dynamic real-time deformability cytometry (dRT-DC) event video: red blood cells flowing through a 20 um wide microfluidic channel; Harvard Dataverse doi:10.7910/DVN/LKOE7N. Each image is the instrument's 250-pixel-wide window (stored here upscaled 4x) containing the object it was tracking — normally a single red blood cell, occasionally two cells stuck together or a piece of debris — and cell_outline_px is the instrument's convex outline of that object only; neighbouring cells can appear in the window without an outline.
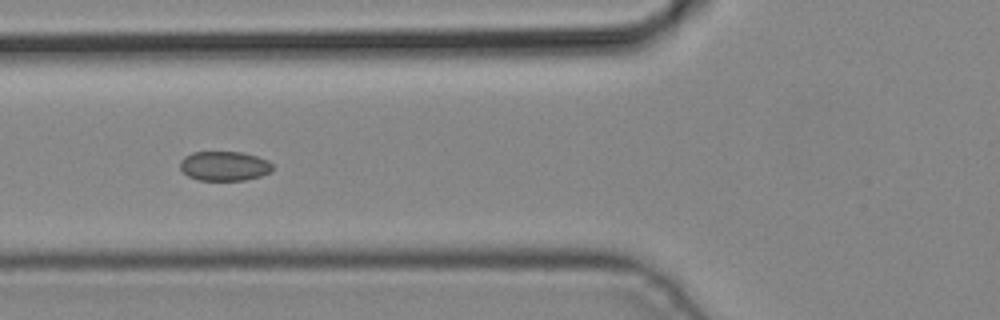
{"species": "common noctule bat (a hibernating species)", "species_latin": "Nyctalus noctula", "temperature_condition": "cold", "stored_images_in_passage": 3, "camera_frame_rate_fps": 3000, "um_per_image_px": 0.085, "animal": {"sex": "male", "body_mass_g": 19.2, "forearm_length_mm": 51.8}, "frame": {"image": 1, "passage_image": 2, "time_ms": 0.333, "image_size_px": [1000, 320], "cell_outline_px": [[272, 172], [260, 176], [244, 180], [200, 180], [188, 176], [180, 168], [180, 160], [184, 156], [192, 152], [244, 152], [268, 160], [272, 164]], "centroid_in_image_um": [19.07, 14.1], "position_along_channel_um": 106.7, "area_um2": 15.95}}
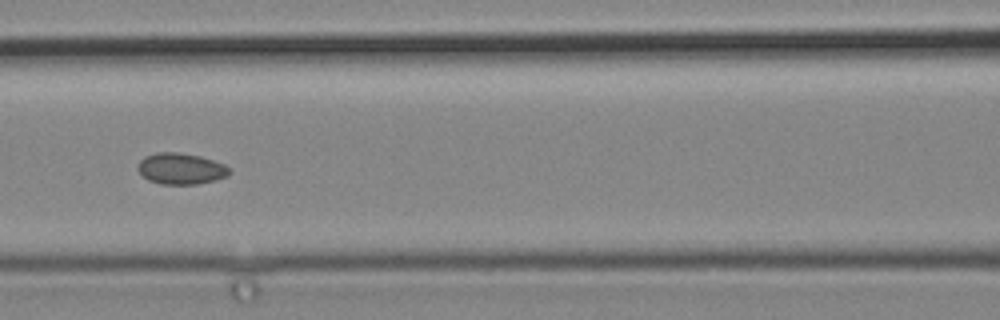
{"frame": {"image": 2, "passage_image": 3, "time_ms": 0.667, "image_size_px": [1000, 320], "cell_outline_px": [[232, 172], [228, 176], [216, 180], [196, 184], [160, 184], [148, 180], [136, 168], [140, 160], [144, 156], [156, 152], [180, 152], [200, 156], [224, 164]], "centroid_in_image_um": [15.37, 14.33], "position_along_channel_um": 151.2, "area_um2": 16.76}}